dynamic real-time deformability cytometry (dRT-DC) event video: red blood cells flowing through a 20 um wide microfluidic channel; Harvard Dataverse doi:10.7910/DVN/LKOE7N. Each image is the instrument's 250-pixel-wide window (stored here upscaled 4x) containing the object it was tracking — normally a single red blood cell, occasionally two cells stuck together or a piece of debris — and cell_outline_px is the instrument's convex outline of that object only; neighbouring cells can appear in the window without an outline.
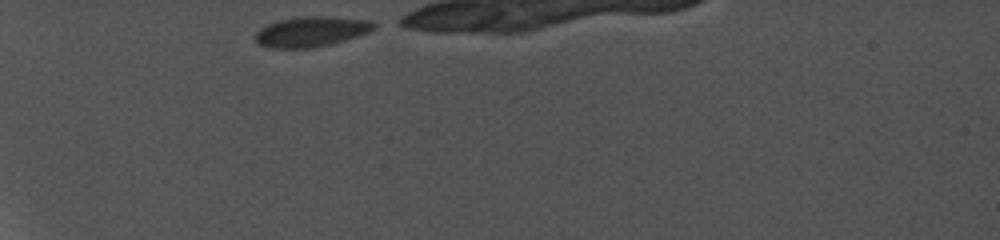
{"species": "common noctule bat (a hibernating species)", "species_latin": "Nyctalus noctula", "temperature_condition": "cold", "stored_images_in_passage": 53, "camera_frame_rate_fps": 5000, "um_per_image_px": 0.085, "animal": {"sex": "female", "body_mass_g": 19.0, "forearm_length_mm": 56.7}, "frame": {"image": 1, "passage_image": 1, "time_ms": 0.0, "image_size_px": [1000, 240], "cell_outline_px": [[376, 28], [368, 32], [344, 40], [312, 48], [268, 48], [260, 44], [256, 40], [256, 32], [264, 24], [280, 20], [300, 16], [328, 16], [368, 20], [376, 24]], "centroid_in_image_um": [26.42, 2.68], "position_along_channel_um": 58.6, "area_um2": 20.81}}
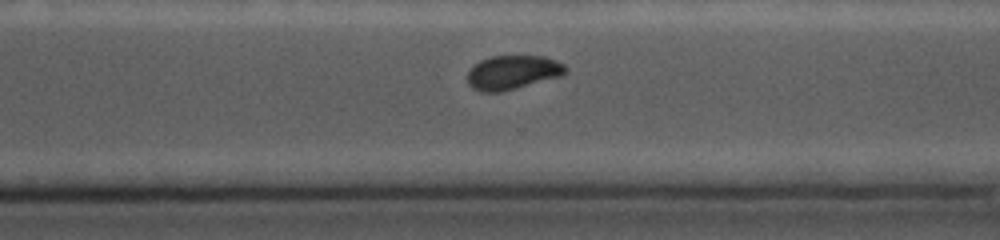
{"frame": {"image": 2, "passage_image": 41, "time_ms": 8.0, "image_size_px": [1000, 240], "cell_outline_px": [[568, 72], [560, 76], [516, 88], [500, 92], [480, 92], [472, 88], [468, 84], [468, 72], [480, 60], [492, 56], [544, 56], [556, 60], [564, 64], [568, 68]], "centroid_in_image_um": [43.59, 6.15], "position_along_channel_um": 327.0, "area_um2": 19.42}}
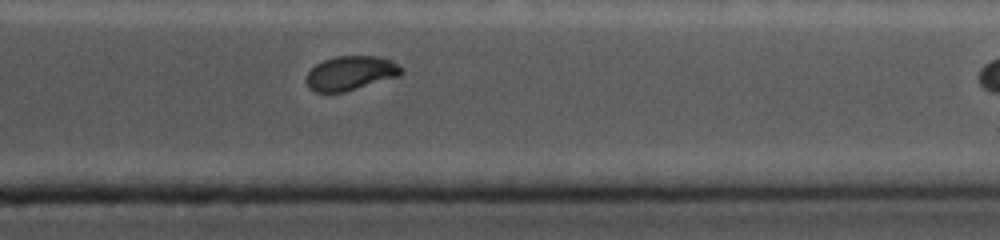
{"frame": {"image": 3, "passage_image": 48, "time_ms": 9.4, "image_size_px": [1000, 240], "cell_outline_px": [[404, 68], [400, 76], [344, 92], [316, 92], [304, 80], [308, 72], [316, 64], [324, 60], [336, 56], [376, 56], [392, 60]], "centroid_in_image_um": [29.83, 6.21], "position_along_channel_um": 381.6, "area_um2": 18.96}}